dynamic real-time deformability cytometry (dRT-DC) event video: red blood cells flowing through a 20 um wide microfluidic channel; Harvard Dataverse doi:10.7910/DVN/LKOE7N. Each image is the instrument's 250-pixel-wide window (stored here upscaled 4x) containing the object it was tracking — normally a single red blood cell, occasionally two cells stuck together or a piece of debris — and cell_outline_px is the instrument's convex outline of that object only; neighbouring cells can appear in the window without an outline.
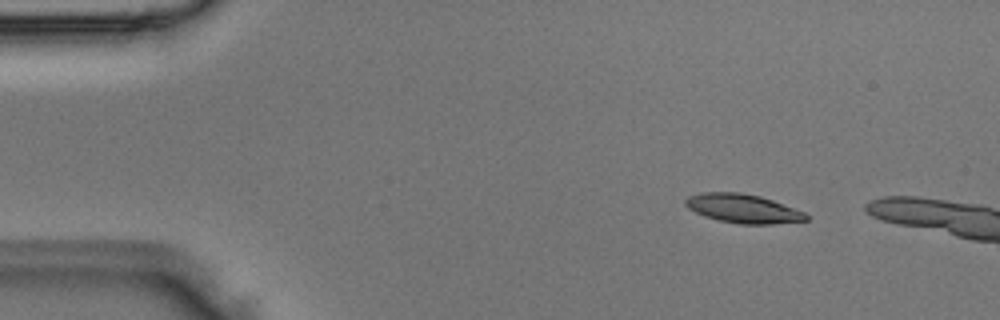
{"species": "Egyptian fruit bat (a non-hibernating species)", "species_latin": "Rousettus aegyptiacus", "temperature_condition": "room temperature", "stored_images_in_passage": 3, "camera_frame_rate_fps": 3000, "um_per_image_px": 0.085, "animal": {"sex": "male"}, "frame": {"image": 1, "passage_image": 2, "time_ms": 0.333, "image_size_px": [1000, 320], "cell_outline_px": [[808, 220], [772, 224], [740, 224], [720, 220], [704, 216], [688, 208], [684, 204], [684, 200], [688, 196], [700, 192], [740, 192], [760, 196], [772, 200], [804, 212], [808, 216]], "centroid_in_image_um": [63.12, 17.72], "position_along_channel_um": 21.9, "area_um2": 20.23}}